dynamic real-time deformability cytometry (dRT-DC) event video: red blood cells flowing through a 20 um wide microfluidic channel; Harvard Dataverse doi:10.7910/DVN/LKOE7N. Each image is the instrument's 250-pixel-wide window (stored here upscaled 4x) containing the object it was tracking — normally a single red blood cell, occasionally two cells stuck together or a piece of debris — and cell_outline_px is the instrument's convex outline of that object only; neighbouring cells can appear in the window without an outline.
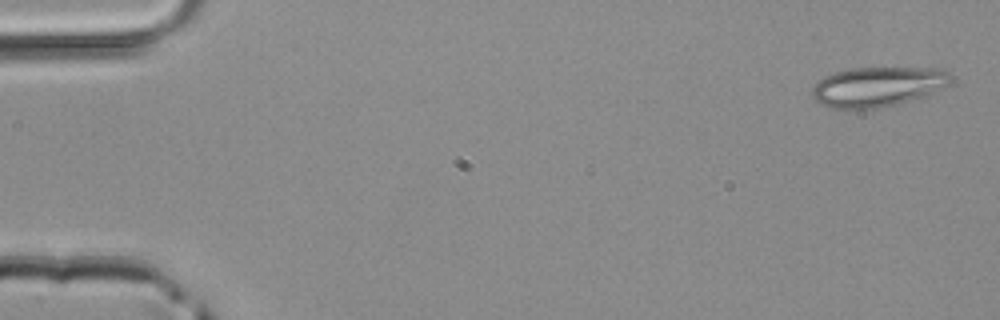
{"species": "common noctule bat (a hibernating species)", "species_latin": "Nyctalus noctula", "temperature_condition": "room temperature", "stored_images_in_passage": 4, "camera_frame_rate_fps": 3000, "um_per_image_px": 0.085, "animal": {"sex": "male", "body_mass_g": 20.4}, "frame": {"image": 1, "passage_image": 1, "time_ms": 0.0, "image_size_px": [1000, 320], "cell_outline_px": [[952, 80], [948, 84], [924, 96], [896, 104], [876, 108], [832, 108], [820, 104], [812, 96], [812, 88], [824, 76], [848, 68], [948, 68], [952, 76]], "centroid_in_image_um": [74.63, 7.35], "position_along_channel_um": 10.4, "area_um2": 32.02}}